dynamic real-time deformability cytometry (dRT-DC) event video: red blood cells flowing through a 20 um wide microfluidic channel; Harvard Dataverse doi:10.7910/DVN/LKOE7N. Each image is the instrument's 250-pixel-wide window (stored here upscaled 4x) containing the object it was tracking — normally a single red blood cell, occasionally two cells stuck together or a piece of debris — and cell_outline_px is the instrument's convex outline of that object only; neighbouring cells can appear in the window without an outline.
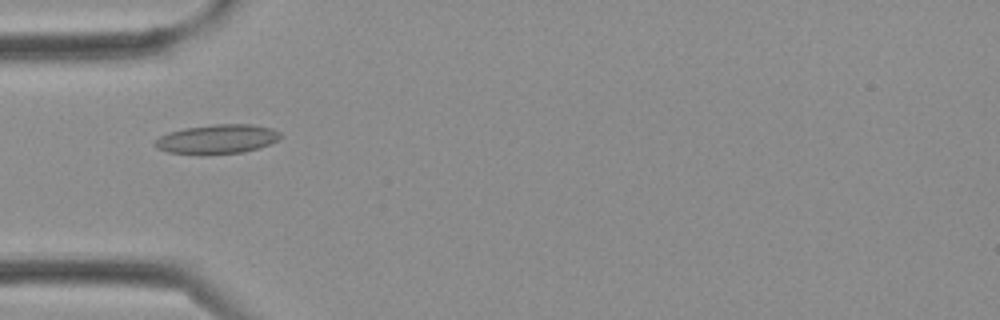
{"species": "Egyptian fruit bat (a non-hibernating species)", "species_latin": "Rousettus aegyptiacus", "temperature_condition": "cold", "stored_images_in_passage": 3, "camera_frame_rate_fps": 3000, "um_per_image_px": 0.085, "frame": {"image": 1, "passage_image": 3, "time_ms": 0.667, "image_size_px": [1000, 320], "cell_outline_px": [[280, 136], [276, 140], [260, 148], [244, 152], [204, 156], [200, 156], [168, 152], [156, 148], [152, 144], [160, 136], [168, 132], [184, 128], [216, 124], [252, 124], [272, 128], [280, 132]], "centroid_in_image_um": [18.41, 11.85], "position_along_channel_um": 66.6, "area_um2": 21.85}}